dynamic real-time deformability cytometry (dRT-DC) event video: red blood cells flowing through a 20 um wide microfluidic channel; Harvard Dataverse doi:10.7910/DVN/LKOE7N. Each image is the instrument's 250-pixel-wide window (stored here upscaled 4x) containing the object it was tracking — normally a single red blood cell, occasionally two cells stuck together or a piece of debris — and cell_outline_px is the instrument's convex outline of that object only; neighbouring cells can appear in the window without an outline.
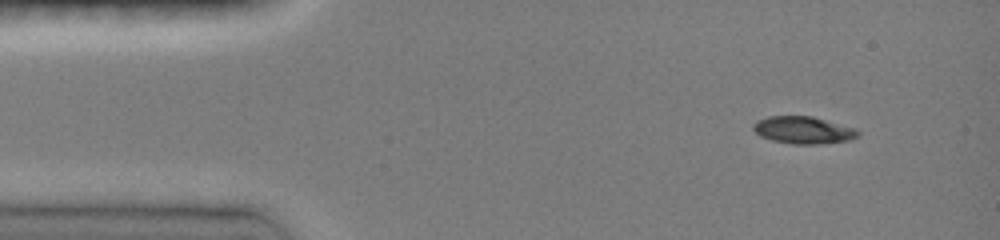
{"species": "common noctule bat (a hibernating species)", "species_latin": "Nyctalus noctula", "temperature_condition": "room temperature", "stored_images_in_passage": 23, "camera_frame_rate_fps": 3000, "um_per_image_px": 0.085, "animal": {"sex": "female", "body_mass_g": 19.0, "forearm_length_mm": 51.5}, "frame": {"image": 1, "passage_image": 1, "time_ms": 0.0, "image_size_px": [1000, 240], "cell_outline_px": [[860, 132], [856, 136], [848, 140], [820, 144], [792, 144], [772, 140], [760, 136], [752, 128], [752, 124], [756, 120], [768, 116], [812, 116], [856, 128]], "centroid_in_image_um": [68.25, 11.05], "position_along_channel_um": 16.8, "area_um2": 16.65}}
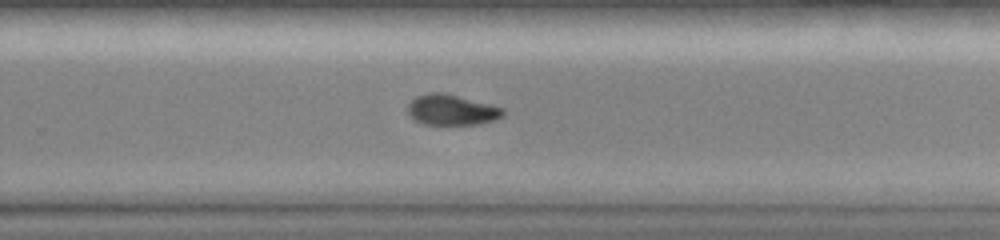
{"frame": {"image": 2, "passage_image": 15, "time_ms": 8.667, "image_size_px": [1000, 240], "cell_outline_px": [[504, 116], [496, 120], [480, 124], [424, 124], [416, 120], [408, 112], [408, 104], [416, 96], [428, 92], [444, 92], [492, 104], [504, 108]], "centroid_in_image_um": [38.44, 9.32], "position_along_channel_um": 291.4, "area_um2": 17.11}}
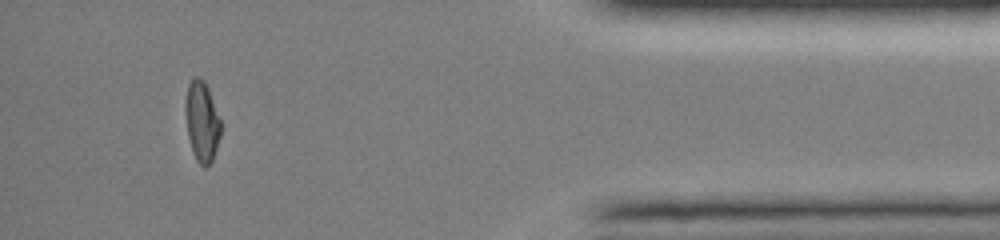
{"frame": {"image": 3, "passage_image": 21, "time_ms": 12.667, "image_size_px": [1000, 240], "cell_outline_px": [[220, 136], [212, 160], [204, 168], [196, 160], [192, 152], [188, 136], [184, 112], [184, 104], [188, 84], [196, 76], [204, 80], [208, 88], [220, 116]], "centroid_in_image_um": [17.14, 10.31], "position_along_channel_um": 418.1, "area_um2": 16.65}, "authors_computed_cell_mechanics": {"area_um2": 17.2822, "velocity_mm_per_s": 4.0951, "shape_relaxation_time_tau1_ms": 10.6735, "shape_relaxation_time_tau2_ms": 1.7302, "deformation_change_tau1": 0.3011, "deformation_change_tau2": 0.0424}}